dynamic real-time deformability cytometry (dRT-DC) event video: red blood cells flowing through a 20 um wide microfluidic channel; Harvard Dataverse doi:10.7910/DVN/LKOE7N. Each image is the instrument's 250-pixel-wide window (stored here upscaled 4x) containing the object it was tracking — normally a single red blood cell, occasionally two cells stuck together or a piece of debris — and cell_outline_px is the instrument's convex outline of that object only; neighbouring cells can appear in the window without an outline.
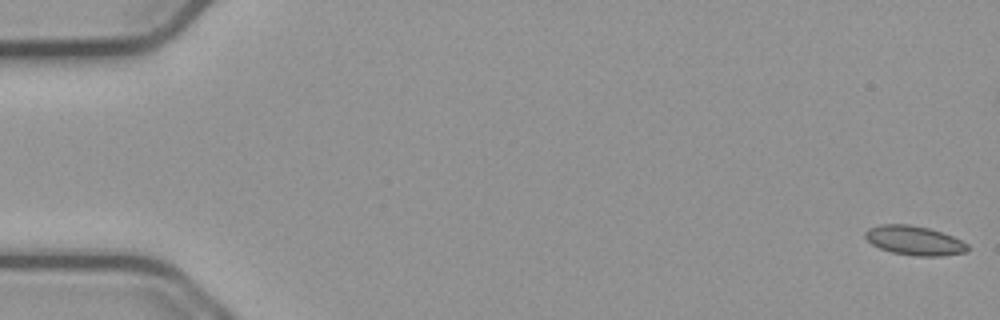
{"species": "common noctule bat (a hibernating species)", "species_latin": "Nyctalus noctula", "temperature_condition": "cold", "stored_images_in_passage": 14, "camera_frame_rate_fps": 3000, "um_per_image_px": 0.085, "animal": {"sex": "male", "body_mass_g": 23.1, "forearm_length_mm": 52.7}, "frame": {"image": 1, "passage_image": 1, "time_ms": 0.0, "image_size_px": [1000, 320], "cell_outline_px": [[968, 248], [964, 252], [940, 256], [916, 256], [892, 252], [880, 248], [872, 244], [864, 236], [864, 232], [868, 228], [880, 224], [908, 224], [928, 228], [952, 236], [968, 244]], "centroid_in_image_um": [77.68, 20.43], "position_along_channel_um": 7.3, "area_um2": 17.28}}